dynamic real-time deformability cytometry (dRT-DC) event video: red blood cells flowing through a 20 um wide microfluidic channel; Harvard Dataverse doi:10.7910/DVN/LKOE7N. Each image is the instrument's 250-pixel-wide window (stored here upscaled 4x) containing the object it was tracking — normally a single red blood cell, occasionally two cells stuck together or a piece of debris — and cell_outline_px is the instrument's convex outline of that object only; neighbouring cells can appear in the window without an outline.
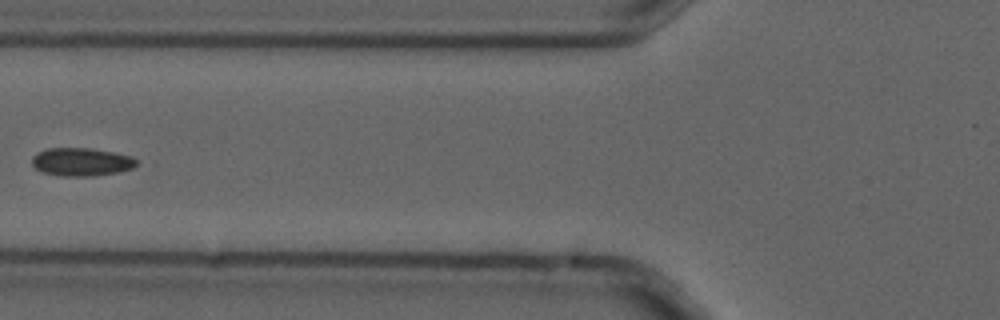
{"species": "common noctule bat (a hibernating species)", "species_latin": "Nyctalus noctula", "temperature_condition": "cold", "stored_images_in_passage": 6, "camera_frame_rate_fps": 3000, "um_per_image_px": 0.085, "animal": {"sex": "male", "forearm_length_mm": 52.5}, "frame": {"image": 1, "passage_image": 5, "time_ms": 1.333, "image_size_px": [1000, 320], "cell_outline_px": [[136, 164], [132, 168], [116, 172], [88, 176], [60, 176], [40, 172], [32, 164], [32, 156], [36, 152], [48, 148], [92, 148], [132, 156], [136, 160]], "centroid_in_image_um": [6.86, 13.75], "position_along_channel_um": 118.9, "area_um2": 17.11}}
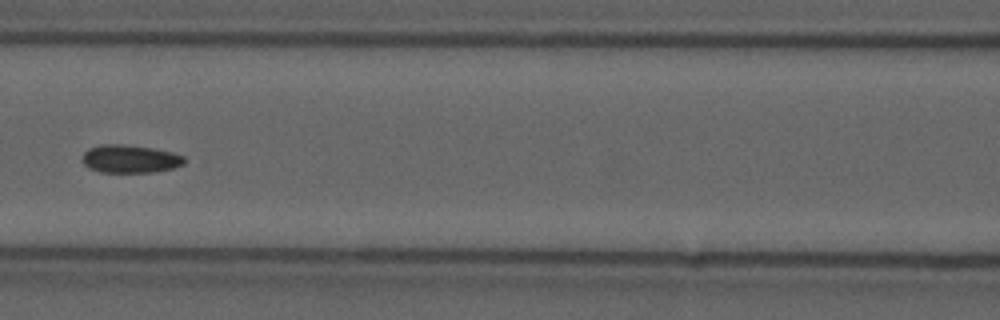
{"frame": {"image": 2, "passage_image": 6, "time_ms": 1.667, "image_size_px": [1000, 320], "cell_outline_px": [[184, 164], [172, 168], [152, 172], [100, 172], [88, 168], [84, 164], [84, 152], [88, 148], [100, 144], [120, 144], [152, 148], [172, 152], [184, 156]], "centroid_in_image_um": [11.04, 13.5], "position_along_channel_um": 155.6, "area_um2": 16.53}}